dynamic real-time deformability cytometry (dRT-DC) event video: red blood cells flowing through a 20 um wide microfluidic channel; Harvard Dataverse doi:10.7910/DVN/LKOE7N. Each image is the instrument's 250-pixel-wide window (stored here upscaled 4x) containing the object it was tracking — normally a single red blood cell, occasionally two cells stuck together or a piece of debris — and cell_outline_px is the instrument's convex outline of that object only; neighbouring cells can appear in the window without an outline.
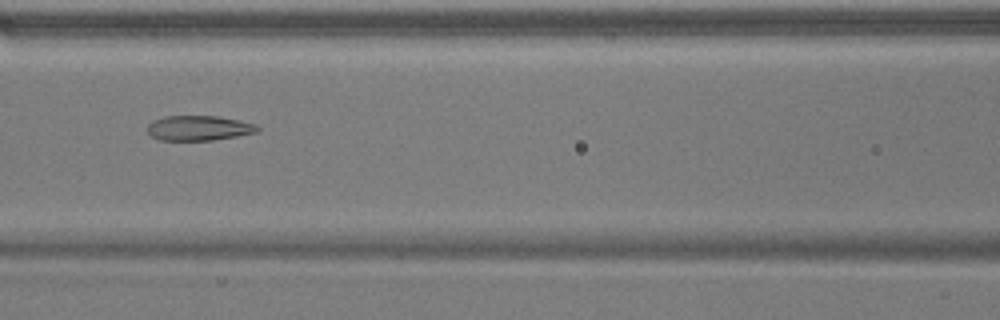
{"species": "common noctule bat (a hibernating species)", "species_latin": "Nyctalus noctula", "temperature_condition": "warm", "stored_images_in_passage": 52, "camera_frame_rate_fps": 3000, "um_per_image_px": 0.085, "animal": {"sex": "male", "body_mass_g": 17.9}, "frame": {"image": 1, "passage_image": 23, "time_ms": 7.333, "image_size_px": [1000, 320], "cell_outline_px": [[260, 128], [256, 132], [236, 136], [212, 140], [160, 140], [152, 136], [148, 132], [148, 124], [152, 120], [164, 116], [220, 116], [240, 120], [256, 124]], "centroid_in_image_um": [16.9, 10.87], "position_along_channel_um": 149.7, "area_um2": 16.01}}
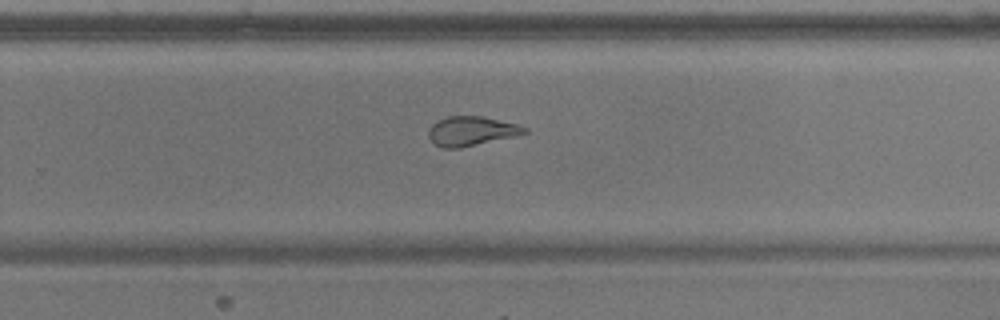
{"frame": {"image": 2, "passage_image": 34, "time_ms": 11.0, "image_size_px": [1000, 320], "cell_outline_px": [[528, 132], [516, 136], [460, 148], [444, 148], [436, 144], [428, 136], [428, 128], [432, 124], [448, 116], [484, 116], [516, 124], [528, 128]], "centroid_in_image_um": [40.08, 11.14], "position_along_channel_um": 289.7, "area_um2": 16.36}}
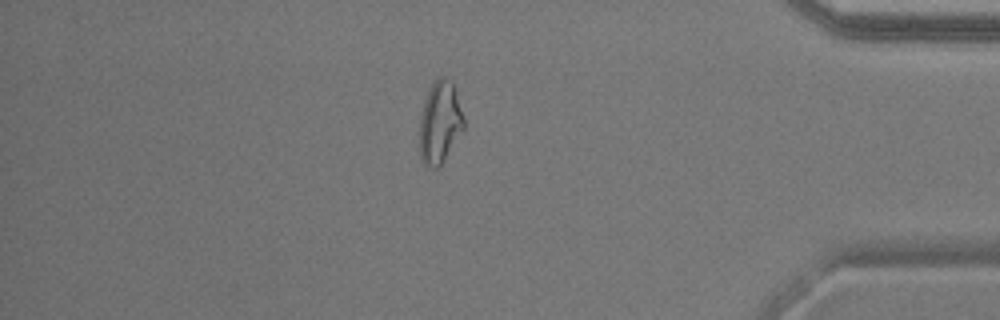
{"frame": {"image": 3, "passage_image": 45, "time_ms": 14.667, "image_size_px": [1000, 320], "cell_outline_px": [[464, 128], [440, 164], [436, 168], [432, 168], [424, 164], [420, 156], [420, 116], [424, 100], [428, 88], [440, 76], [448, 76], [452, 80], [464, 116]], "centroid_in_image_um": [37.39, 10.34], "position_along_channel_um": 397.8, "area_um2": 21.1}, "authors_computed_cell_mechanics": {"area_um2": 20.4612, "velocity_mm_per_s": 3.8308, "shape_relaxation_time_tau1_ms": null, "shape_relaxation_time_tau2_ms": 1.9011, "deformation_change_tau1": null, "deformation_change_tau2": 0.093}}